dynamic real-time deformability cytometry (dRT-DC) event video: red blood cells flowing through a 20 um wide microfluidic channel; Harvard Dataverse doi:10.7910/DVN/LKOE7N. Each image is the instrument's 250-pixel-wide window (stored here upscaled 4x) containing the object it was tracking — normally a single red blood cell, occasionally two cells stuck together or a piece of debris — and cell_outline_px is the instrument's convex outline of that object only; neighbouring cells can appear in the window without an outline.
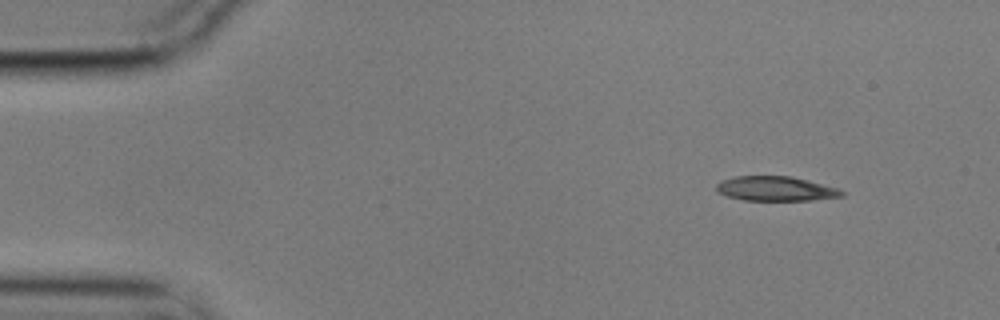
{"species": "common noctule bat (a hibernating species)", "species_latin": "Nyctalus noctula", "temperature_condition": "cold", "stored_images_in_passage": 5, "camera_frame_rate_fps": 3000, "um_per_image_px": 0.085, "animal": {"sex": "male", "body_mass_g": 17.9}, "frame": {"image": 1, "passage_image": 1, "time_ms": 0.0, "image_size_px": [1000, 320], "cell_outline_px": [[844, 196], [812, 200], [744, 200], [728, 196], [716, 192], [716, 184], [724, 180], [736, 176], [792, 176], [808, 180], [836, 188], [844, 192]], "centroid_in_image_um": [65.92, 16.04], "position_along_channel_um": 19.1, "area_um2": 17.8}}
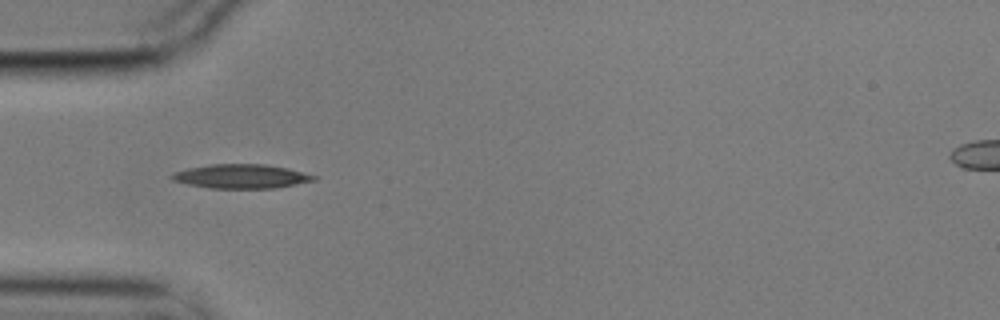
{"frame": {"image": 2, "passage_image": 4, "time_ms": 1.0, "image_size_px": [1000, 320], "cell_outline_px": [[320, 176], [316, 180], [276, 188], [208, 188], [188, 184], [172, 180], [168, 176], [176, 172], [188, 168], [212, 164], [264, 164], [288, 168]], "centroid_in_image_um": [20.54, 14.99], "position_along_channel_um": 64.5, "area_um2": 20.0}}
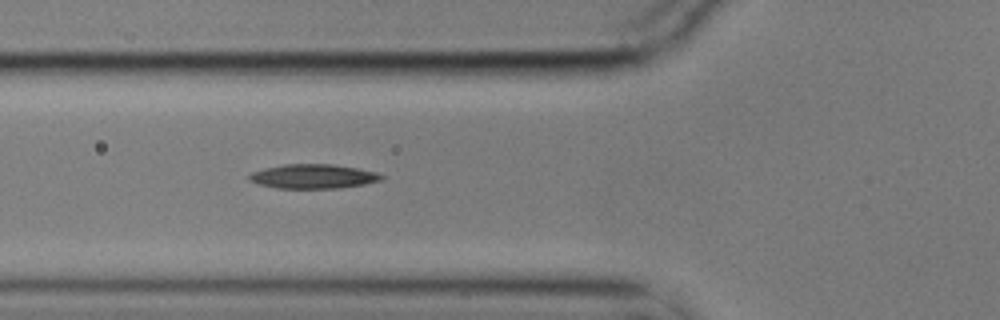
{"frame": {"image": 3, "passage_image": 5, "time_ms": 1.333, "image_size_px": [1000, 320], "cell_outline_px": [[384, 180], [364, 184], [340, 188], [276, 188], [256, 184], [248, 180], [248, 176], [252, 172], [264, 168], [284, 164], [332, 164], [356, 168], [376, 172], [384, 176]], "centroid_in_image_um": [26.6, 14.99], "position_along_channel_um": 99.2, "area_um2": 18.84}}